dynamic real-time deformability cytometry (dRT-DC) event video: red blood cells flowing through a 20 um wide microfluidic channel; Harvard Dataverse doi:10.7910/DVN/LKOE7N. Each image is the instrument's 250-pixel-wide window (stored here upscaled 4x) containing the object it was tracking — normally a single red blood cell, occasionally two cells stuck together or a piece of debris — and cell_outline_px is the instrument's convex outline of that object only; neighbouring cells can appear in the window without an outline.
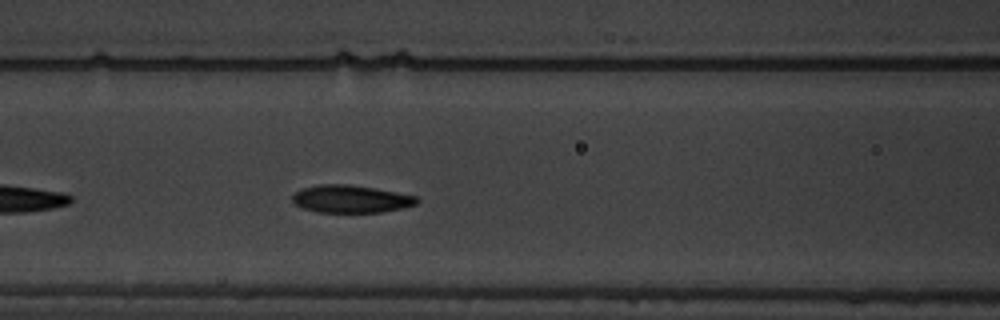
{"species": "common noctule bat (a hibernating species)", "species_latin": "Nyctalus noctula", "temperature_condition": "warm", "stored_images_in_passage": 4, "camera_frame_rate_fps": 3000, "um_per_image_px": 0.085, "animal": {"sex": "male", "body_mass_g": 19.5, "forearm_length_mm": 54.6}, "frame": {"image": 1, "passage_image": 4, "time_ms": 3.333, "image_size_px": [1000, 320], "cell_outline_px": [[420, 200], [416, 204], [404, 208], [380, 212], [316, 212], [304, 208], [296, 204], [292, 200], [292, 196], [296, 192], [304, 188], [320, 184], [348, 184], [376, 188], [416, 196]], "centroid_in_image_um": [29.85, 16.91], "position_along_channel_um": 136.7, "area_um2": 19.94}}